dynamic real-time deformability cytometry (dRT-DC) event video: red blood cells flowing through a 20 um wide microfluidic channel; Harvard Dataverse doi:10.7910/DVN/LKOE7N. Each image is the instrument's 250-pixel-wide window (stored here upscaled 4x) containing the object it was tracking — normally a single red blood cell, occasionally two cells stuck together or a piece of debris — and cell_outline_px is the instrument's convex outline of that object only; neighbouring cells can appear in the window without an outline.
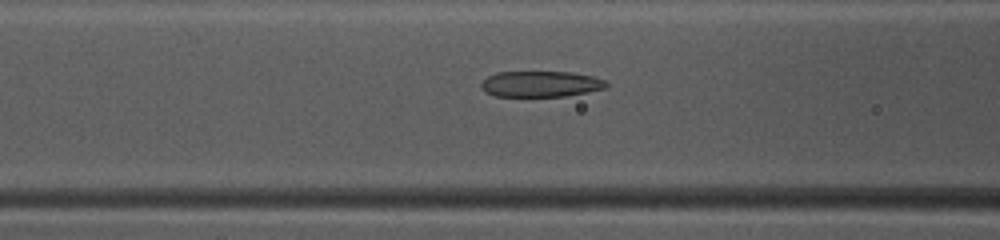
{"species": "common noctule bat (a hibernating species)", "species_latin": "Nyctalus noctula", "temperature_condition": "warm", "stored_images_in_passage": 49, "camera_frame_rate_fps": 3000, "um_per_image_px": 0.085, "animal": {"sex": "female", "body_mass_g": 10.0, "forearm_length_mm": 53.1}, "frame": {"image": 1, "passage_image": 20, "time_ms": 6.333, "image_size_px": [1000, 240], "cell_outline_px": [[608, 84], [604, 88], [588, 92], [564, 96], [496, 96], [480, 88], [480, 84], [488, 76], [496, 72], [572, 72], [592, 76], [604, 80]], "centroid_in_image_um": [45.95, 7.13], "position_along_channel_um": 120.7, "area_um2": 18.73}}
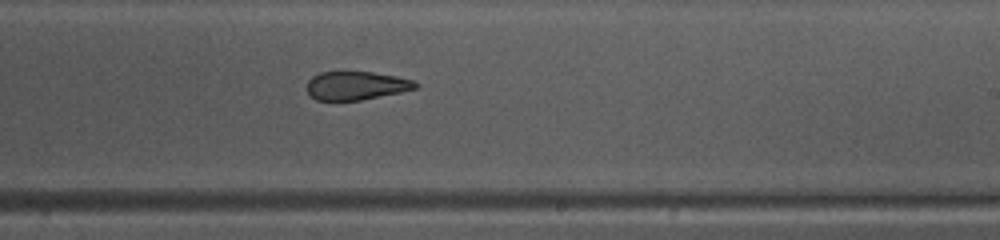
{"frame": {"image": 2, "passage_image": 30, "time_ms": 9.667, "image_size_px": [1000, 240], "cell_outline_px": [[420, 84], [416, 88], [400, 92], [360, 100], [316, 100], [308, 96], [308, 80], [312, 76], [320, 72], [344, 68], [372, 72], [396, 76], [416, 80]], "centroid_in_image_um": [30.24, 7.22], "position_along_channel_um": 258.8, "area_um2": 18.79}}
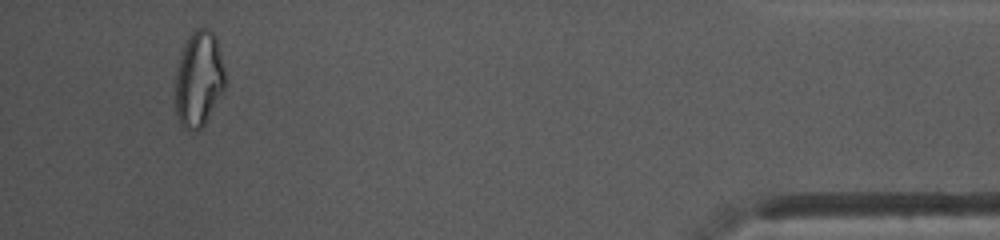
{"frame": {"image": 3, "passage_image": 46, "time_ms": 15.0, "image_size_px": [1000, 240], "cell_outline_px": [[224, 88], [204, 124], [196, 132], [184, 128], [180, 124], [176, 112], [176, 72], [180, 56], [192, 32], [196, 28], [208, 28], [216, 36], [224, 68]], "centroid_in_image_um": [16.89, 6.72], "position_along_channel_um": 418.3, "area_um2": 27.22}, "authors_computed_cell_mechanics": {"area_um2": 21.386, "velocity_mm_per_s": 4.139, "shape_relaxation_time_tau1_ms": null, "shape_relaxation_time_tau2_ms": 3.092, "deformation_change_tau1": null, "deformation_change_tau2": 0.0945}}